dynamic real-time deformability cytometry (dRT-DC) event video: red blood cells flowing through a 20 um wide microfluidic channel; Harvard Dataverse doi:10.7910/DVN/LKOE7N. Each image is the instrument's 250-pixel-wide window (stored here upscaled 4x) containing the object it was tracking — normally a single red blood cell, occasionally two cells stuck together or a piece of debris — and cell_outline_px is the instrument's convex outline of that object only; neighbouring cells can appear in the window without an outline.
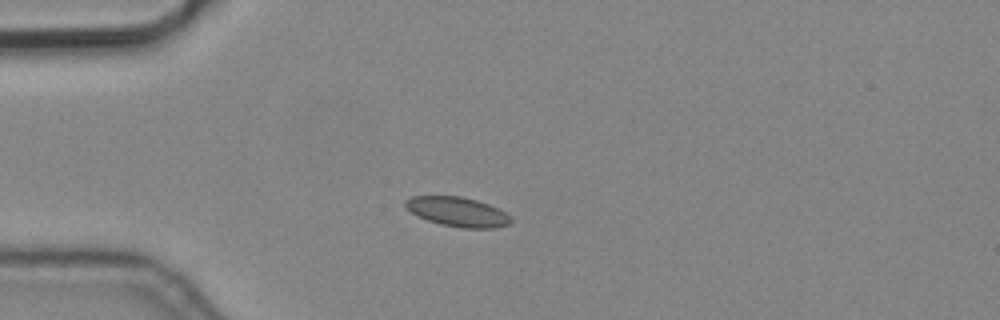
{"species": "common noctule bat (a hibernating species)", "species_latin": "Nyctalus noctula", "temperature_condition": "cold", "stored_images_in_passage": 5, "camera_frame_rate_fps": 3000, "um_per_image_px": 0.085, "animal": {"sex": "male", "body_mass_g": 19.2, "forearm_length_mm": 51.8}, "frame": {"image": 1, "passage_image": 3, "time_ms": 0.667, "image_size_px": [1000, 320], "cell_outline_px": [[512, 224], [496, 228], [464, 228], [440, 224], [428, 220], [412, 212], [404, 204], [404, 200], [412, 196], [460, 196], [476, 200], [488, 204], [512, 216]], "centroid_in_image_um": [38.94, 18.01], "position_along_channel_um": 46.1, "area_um2": 18.03}}
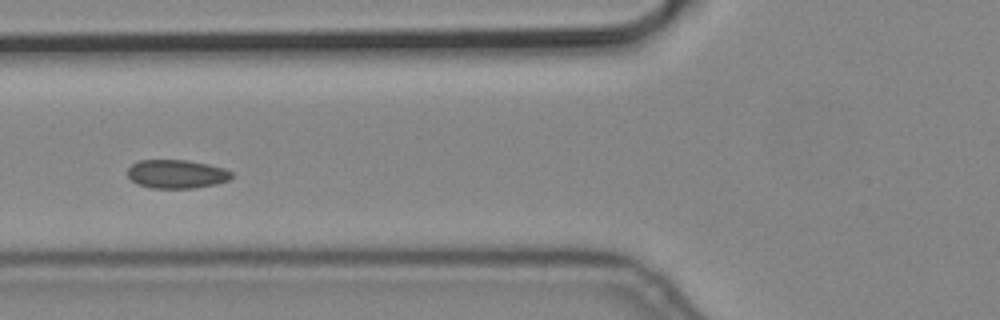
{"frame": {"image": 2, "passage_image": 5, "time_ms": 1.333, "image_size_px": [1000, 320], "cell_outline_px": [[232, 176], [228, 180], [216, 184], [192, 188], [152, 188], [136, 184], [128, 176], [128, 168], [132, 164], [140, 160], [188, 160], [208, 164], [224, 168], [232, 172]], "centroid_in_image_um": [15.0, 14.79], "position_along_channel_um": 110.8, "area_um2": 17.34}}